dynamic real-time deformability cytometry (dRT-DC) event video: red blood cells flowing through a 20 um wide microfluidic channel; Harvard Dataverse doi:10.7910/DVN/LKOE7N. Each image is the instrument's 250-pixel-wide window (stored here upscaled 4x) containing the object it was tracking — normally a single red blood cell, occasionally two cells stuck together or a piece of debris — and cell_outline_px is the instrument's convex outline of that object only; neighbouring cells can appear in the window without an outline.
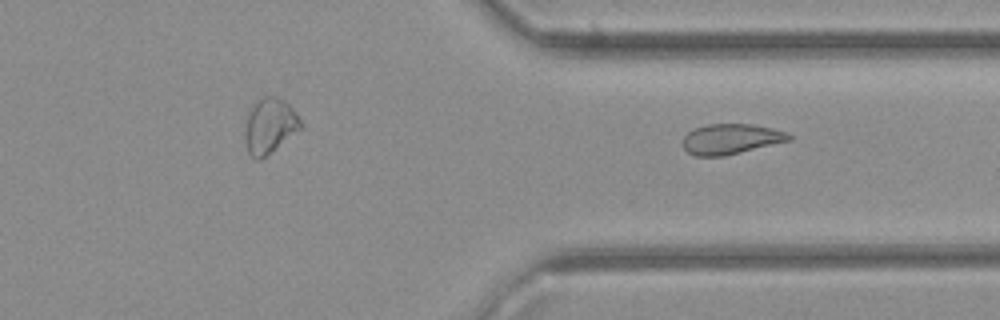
{"species": "common noctule bat (a hibernating species)", "species_latin": "Nyctalus noctula", "temperature_condition": "cold", "stored_images_in_passage": 23, "segment_of_instrument_passage": [2, 2], "camera_frame_rate_fps": 3000, "um_per_image_px": 0.085, "animal": {"sex": "female", "body_mass_g": 21.9}, "frame": {"image": 1, "passage_image": 23, "time_ms": 7.333, "image_size_px": [1000, 320], "cell_outline_px": [[792, 140], [724, 156], [696, 156], [688, 152], [684, 148], [684, 136], [688, 132], [696, 128], [708, 124], [748, 124], [772, 128], [788, 132], [792, 136]], "centroid_in_image_um": [62.16, 11.82], "position_along_channel_um": 349.2, "area_um2": 18.61}}